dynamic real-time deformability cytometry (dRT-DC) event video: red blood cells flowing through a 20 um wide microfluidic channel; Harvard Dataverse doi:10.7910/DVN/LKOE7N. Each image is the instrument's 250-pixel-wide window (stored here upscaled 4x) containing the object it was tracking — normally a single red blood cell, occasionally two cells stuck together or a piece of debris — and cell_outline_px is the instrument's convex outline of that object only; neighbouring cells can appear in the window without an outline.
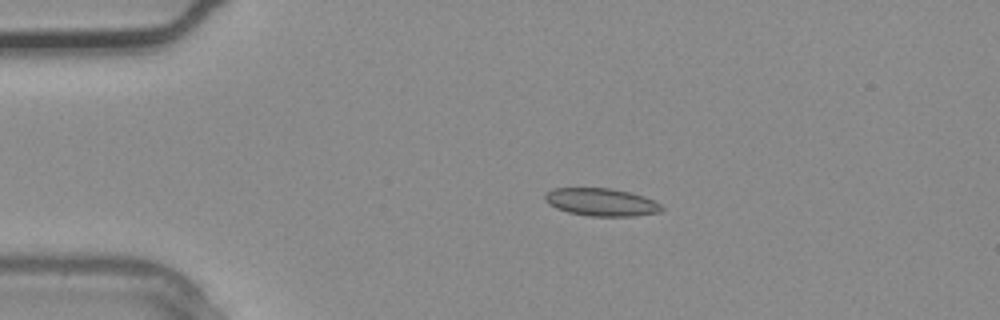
{"species": "common noctule bat (a hibernating species)", "species_latin": "Nyctalus noctula", "temperature_condition": "warm", "stored_images_in_passage": 4, "camera_frame_rate_fps": 3000, "um_per_image_px": 0.085, "animal": {"sex": "male", "body_mass_g": 20.4}, "frame": {"image": 1, "passage_image": 2, "time_ms": 0.333, "image_size_px": [1000, 320], "cell_outline_px": [[664, 208], [660, 212], [632, 216], [588, 216], [568, 212], [556, 208], [548, 204], [544, 200], [544, 192], [552, 188], [612, 188], [644, 196], [660, 204]], "centroid_in_image_um": [51.06, 17.17], "position_along_channel_um": 33.9, "area_um2": 18.96}}